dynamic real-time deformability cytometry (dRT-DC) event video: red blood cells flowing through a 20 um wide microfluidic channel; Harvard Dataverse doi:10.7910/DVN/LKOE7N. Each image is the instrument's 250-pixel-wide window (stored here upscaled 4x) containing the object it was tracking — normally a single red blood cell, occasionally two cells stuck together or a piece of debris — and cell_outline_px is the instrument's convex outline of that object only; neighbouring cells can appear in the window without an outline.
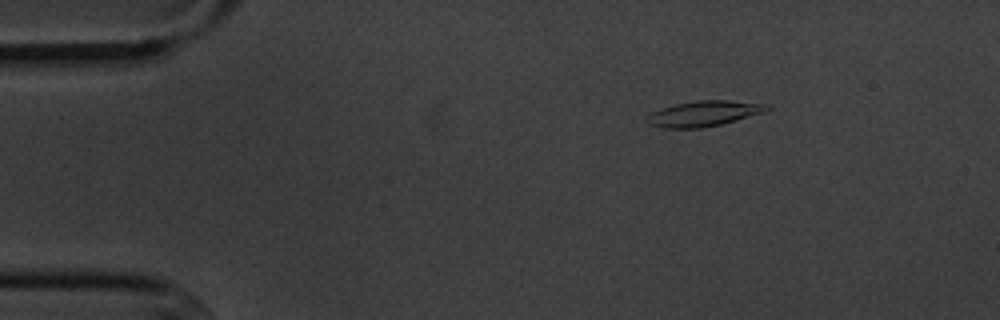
{"species": "common noctule bat (a hibernating species)", "species_latin": "Nyctalus noctula", "temperature_condition": "cold", "stored_images_in_passage": 6, "camera_frame_rate_fps": 3000, "um_per_image_px": 0.085, "animal": {"sex": "male", "body_mass_g": 20.1, "forearm_length_mm": 53.5}, "frame": {"image": 1, "passage_image": 3, "time_ms": 2.333, "image_size_px": [1000, 320], "cell_outline_px": [[772, 108], [764, 112], [720, 124], [700, 128], [664, 128], [648, 124], [644, 120], [652, 112], [676, 104], [696, 100], [728, 100], [772, 104]], "centroid_in_image_um": [59.86, 9.64], "position_along_channel_um": 25.1, "area_um2": 17.74}}